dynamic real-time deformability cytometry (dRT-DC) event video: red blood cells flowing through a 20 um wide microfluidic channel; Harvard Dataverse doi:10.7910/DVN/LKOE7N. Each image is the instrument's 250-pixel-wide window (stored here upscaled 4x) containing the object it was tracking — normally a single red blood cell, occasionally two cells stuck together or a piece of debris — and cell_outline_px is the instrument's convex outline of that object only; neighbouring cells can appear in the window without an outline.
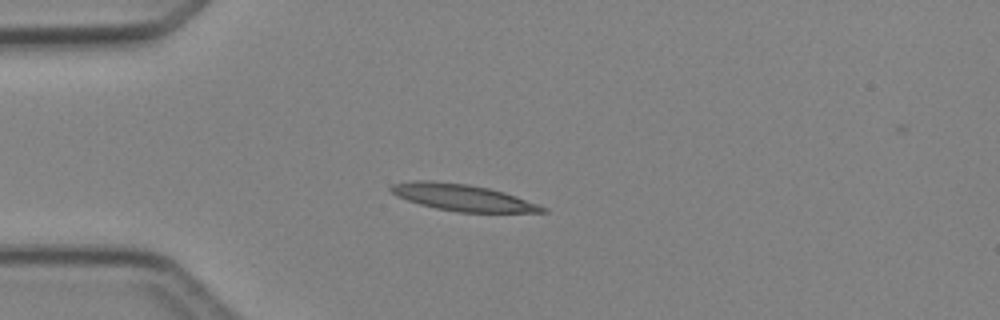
{"species": "Egyptian fruit bat (a non-hibernating species)", "species_latin": "Rousettus aegyptiacus", "temperature_condition": "cold", "stored_images_in_passage": 5, "camera_frame_rate_fps": 3000, "um_per_image_px": 0.085, "animal": {"sex": "female"}, "frame": {"image": 1, "passage_image": 5, "time_ms": 5.333, "image_size_px": [1000, 320], "cell_outline_px": [[548, 212], [456, 212], [436, 208], [420, 204], [396, 196], [388, 188], [392, 184], [412, 180], [432, 180], [468, 184], [488, 188], [504, 192], [516, 196], [548, 208]], "centroid_in_image_um": [39.29, 16.78], "position_along_channel_um": 45.7, "area_um2": 23.47}}